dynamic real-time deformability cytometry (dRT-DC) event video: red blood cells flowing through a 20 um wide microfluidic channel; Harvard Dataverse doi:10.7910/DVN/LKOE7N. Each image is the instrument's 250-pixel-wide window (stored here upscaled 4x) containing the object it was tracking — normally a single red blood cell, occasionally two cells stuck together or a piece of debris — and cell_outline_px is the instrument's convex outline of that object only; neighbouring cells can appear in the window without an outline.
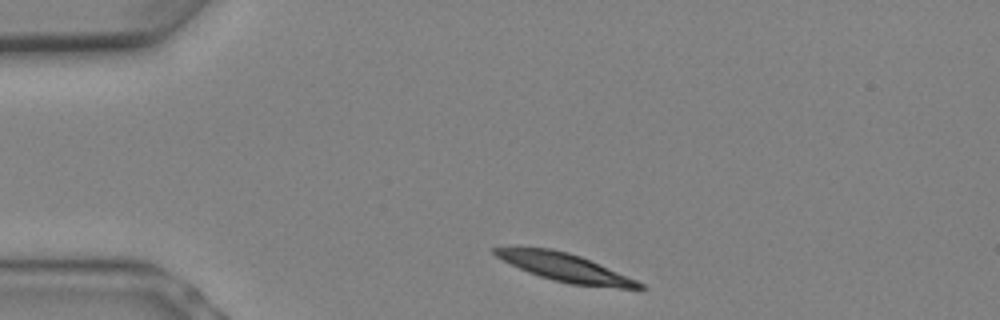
{"species": "Egyptian fruit bat (a non-hibernating species)", "species_latin": "Rousettus aegyptiacus", "temperature_condition": "warm", "stored_images_in_passage": 7, "camera_frame_rate_fps": 3000, "um_per_image_px": 0.085, "animal": {"sex": "female"}, "frame": {"image": 1, "passage_image": 1, "time_ms": 0.0, "image_size_px": [1000, 320], "cell_outline_px": [[648, 288], [620, 288], [568, 284], [552, 280], [528, 272], [496, 256], [492, 252], [492, 248], [508, 244], [516, 244], [552, 248], [568, 252], [580, 256], [636, 280], [644, 284]], "centroid_in_image_um": [47.89, 22.68], "position_along_channel_um": 37.1, "area_um2": 24.1}}
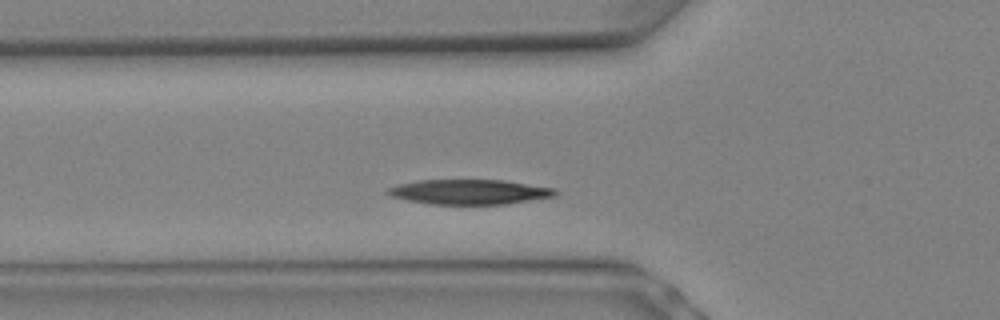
{"frame": {"image": 2, "passage_image": 4, "time_ms": 1.0, "image_size_px": [1000, 320], "cell_outline_px": [[560, 192], [556, 196], [508, 204], [428, 204], [408, 200], [392, 196], [384, 192], [388, 188], [400, 184], [416, 180], [504, 180], [556, 188]], "centroid_in_image_um": [39.96, 16.31], "position_along_channel_um": 85.8, "area_um2": 24.45}}